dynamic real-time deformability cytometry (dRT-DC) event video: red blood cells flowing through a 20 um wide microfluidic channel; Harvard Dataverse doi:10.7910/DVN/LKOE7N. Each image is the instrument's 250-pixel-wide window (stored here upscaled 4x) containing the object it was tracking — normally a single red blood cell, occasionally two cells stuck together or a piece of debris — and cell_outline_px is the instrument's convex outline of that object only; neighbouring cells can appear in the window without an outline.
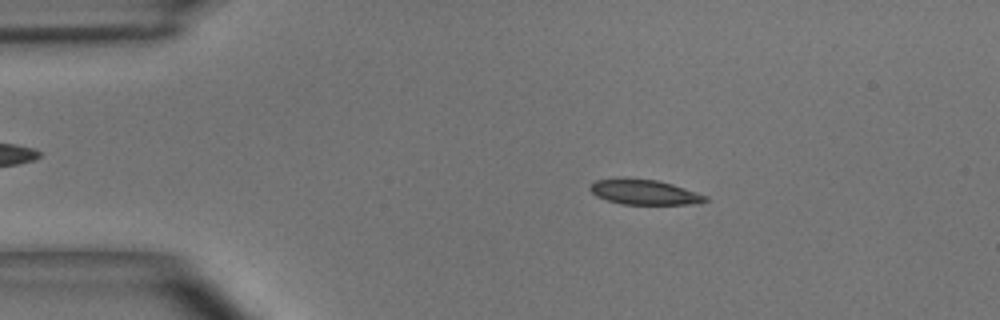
{"species": "common noctule bat (a hibernating species)", "species_latin": "Nyctalus noctula", "temperature_condition": "room temperature", "stored_images_in_passage": 3, "camera_frame_rate_fps": 3000, "um_per_image_px": 0.085, "animal": {"sex": "male", "body_mass_g": 15.6}, "frame": {"image": 1, "passage_image": 2, "time_ms": 0.333, "image_size_px": [1000, 320], "cell_outline_px": [[708, 200], [700, 204], [620, 204], [596, 196], [588, 188], [596, 180], [656, 180], [672, 184], [708, 196]], "centroid_in_image_um": [54.84, 16.37], "position_along_channel_um": 30.2, "area_um2": 16.24}}